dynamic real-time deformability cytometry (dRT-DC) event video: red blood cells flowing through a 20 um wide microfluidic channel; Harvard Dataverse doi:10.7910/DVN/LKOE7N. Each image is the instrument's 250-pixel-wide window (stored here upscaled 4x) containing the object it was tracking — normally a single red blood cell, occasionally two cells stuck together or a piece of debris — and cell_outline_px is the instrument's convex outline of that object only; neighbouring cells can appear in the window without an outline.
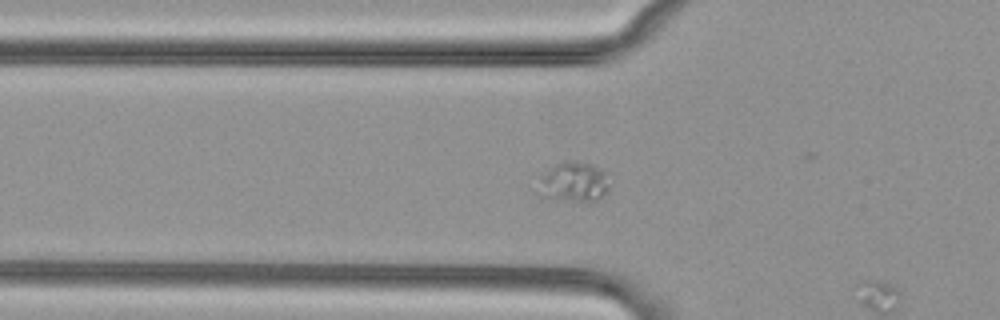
{"species": "common noctule bat (a hibernating species)", "species_latin": "Nyctalus noctula", "temperature_condition": "cold", "stored_images_in_passage": 5, "camera_frame_rate_fps": 3000, "um_per_image_px": 0.085, "animal": {"sex": "female", "body_mass_g": 29.2, "forearm_length_mm": 56.3}, "frame": {"image": 1, "passage_image": 4, "time_ms": 1.0, "image_size_px": [1000, 320], "cell_outline_px": [[608, 188], [592, 204], [588, 204], [536, 196], [540, 176], [556, 164], [564, 160], [584, 160], [592, 164], [604, 172]], "centroid_in_image_um": [48.7, 15.49], "position_along_channel_um": 77.1, "area_um2": 17.05}}